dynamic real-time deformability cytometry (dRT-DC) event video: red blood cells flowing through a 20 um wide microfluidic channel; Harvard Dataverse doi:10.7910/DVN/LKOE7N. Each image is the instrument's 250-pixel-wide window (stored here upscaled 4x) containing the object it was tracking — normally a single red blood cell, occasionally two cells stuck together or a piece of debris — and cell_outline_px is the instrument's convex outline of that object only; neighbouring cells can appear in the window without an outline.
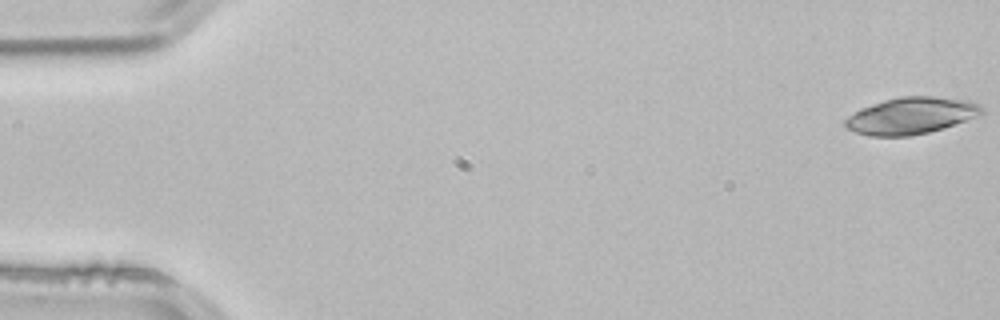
{"species": "common noctule bat (a hibernating species)", "species_latin": "Nyctalus noctula", "temperature_condition": "room temperature", "stored_images_in_passage": 10, "camera_frame_rate_fps": 3000, "um_per_image_px": 0.085, "animal": {"sex": "male", "body_mass_g": 21.5, "forearm_length_mm": 52.0}, "frame": {"image": 1, "passage_image": 1, "time_ms": 0.0, "image_size_px": [1000, 320], "cell_outline_px": [[984, 112], [980, 116], [944, 128], [928, 132], [908, 136], [868, 136], [856, 132], [848, 128], [844, 124], [844, 120], [848, 116], [872, 104], [884, 100], [900, 96], [932, 96], [968, 100], [980, 104], [984, 108]], "centroid_in_image_um": [77.5, 9.83], "position_along_channel_um": 7.5, "area_um2": 29.25}}